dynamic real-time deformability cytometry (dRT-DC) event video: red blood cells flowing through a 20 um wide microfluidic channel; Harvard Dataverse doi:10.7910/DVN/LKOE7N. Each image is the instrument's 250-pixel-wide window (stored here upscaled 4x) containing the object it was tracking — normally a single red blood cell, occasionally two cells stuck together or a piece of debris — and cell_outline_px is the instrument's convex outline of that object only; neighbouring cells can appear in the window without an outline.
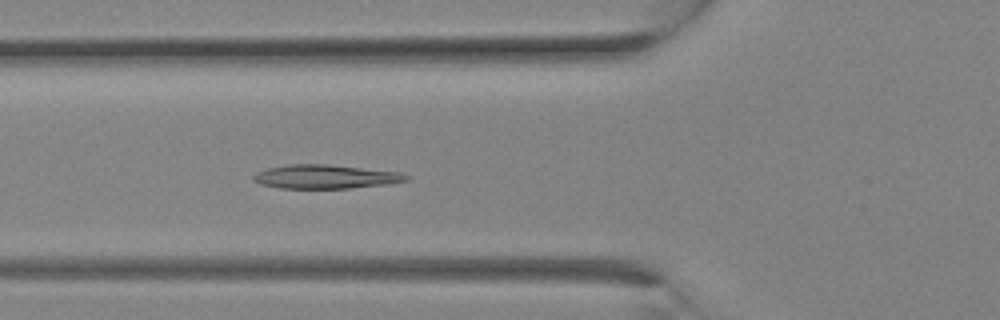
{"species": "Egyptian fruit bat (a non-hibernating species)", "species_latin": "Rousettus aegyptiacus", "temperature_condition": "room temperature", "stored_images_in_passage": 10, "camera_frame_rate_fps": 3000, "um_per_image_px": 0.085, "animal": {"sex": "female"}, "frame": {"image": 1, "passage_image": 10, "time_ms": 3.0, "image_size_px": [1000, 320], "cell_outline_px": [[412, 180], [388, 184], [352, 188], [280, 188], [260, 184], [252, 180], [252, 176], [256, 172], [264, 168], [288, 164], [328, 164], [400, 172], [412, 176]], "centroid_in_image_um": [27.68, 15.01], "position_along_channel_um": 98.1, "area_um2": 21.62}}